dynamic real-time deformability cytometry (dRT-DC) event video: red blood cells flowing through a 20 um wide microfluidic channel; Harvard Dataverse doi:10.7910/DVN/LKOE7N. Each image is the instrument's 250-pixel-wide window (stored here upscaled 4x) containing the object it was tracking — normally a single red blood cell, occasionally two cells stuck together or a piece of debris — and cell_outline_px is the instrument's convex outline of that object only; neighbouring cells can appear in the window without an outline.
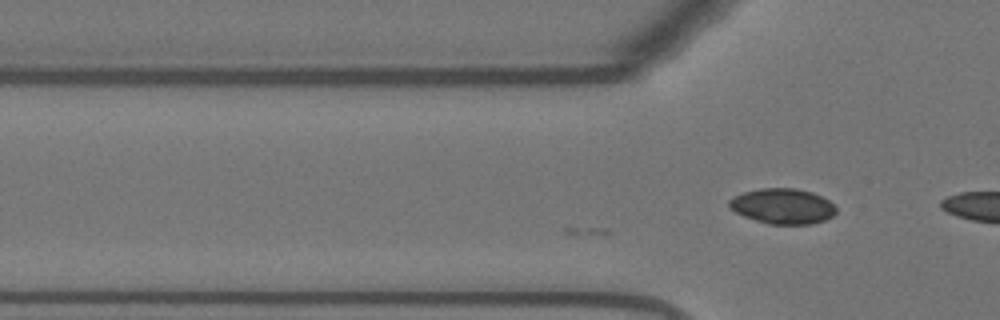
{"species": "Egyptian fruit bat (a non-hibernating species)", "species_latin": "Rousettus aegyptiacus", "temperature_condition": "warm", "stored_images_in_passage": 17, "camera_frame_rate_fps": 3000, "um_per_image_px": 0.085, "animal": {"sex": "female"}, "frame": {"image": 1, "passage_image": 17, "time_ms": 5.333, "image_size_px": [1000, 320], "cell_outline_px": [[836, 212], [832, 216], [824, 220], [812, 224], [768, 224], [744, 216], [736, 212], [728, 204], [728, 200], [732, 196], [744, 192], [760, 188], [796, 188], [812, 192], [828, 200], [836, 208]], "centroid_in_image_um": [66.51, 17.52], "position_along_channel_um": 59.3, "area_um2": 21.96}}